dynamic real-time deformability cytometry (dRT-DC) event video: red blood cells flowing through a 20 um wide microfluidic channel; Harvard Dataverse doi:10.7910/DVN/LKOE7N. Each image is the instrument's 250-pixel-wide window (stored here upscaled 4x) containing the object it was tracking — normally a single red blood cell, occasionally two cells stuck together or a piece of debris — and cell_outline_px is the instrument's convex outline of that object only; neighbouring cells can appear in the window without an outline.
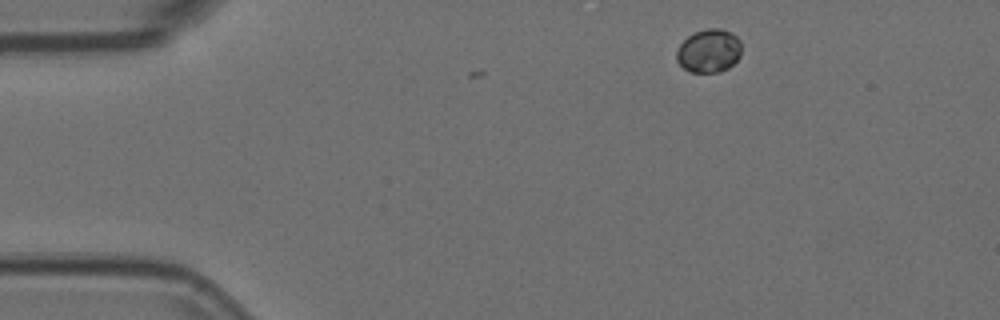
{"species": "Egyptian fruit bat (a non-hibernating species)", "species_latin": "Rousettus aegyptiacus", "temperature_condition": "room temperature", "stored_images_in_passage": 2, "camera_frame_rate_fps": 3000, "um_per_image_px": 0.085, "animal": {"sex": "female"}, "frame": {"image": 1, "passage_image": 2, "time_ms": 0.333, "image_size_px": [1000, 320], "cell_outline_px": [[740, 56], [728, 68], [720, 72], [688, 72], [676, 60], [676, 48], [688, 36], [696, 32], [708, 28], [720, 28], [732, 32], [740, 40]], "centroid_in_image_um": [60.24, 4.32], "position_along_channel_um": 24.8, "area_um2": 16.47}}